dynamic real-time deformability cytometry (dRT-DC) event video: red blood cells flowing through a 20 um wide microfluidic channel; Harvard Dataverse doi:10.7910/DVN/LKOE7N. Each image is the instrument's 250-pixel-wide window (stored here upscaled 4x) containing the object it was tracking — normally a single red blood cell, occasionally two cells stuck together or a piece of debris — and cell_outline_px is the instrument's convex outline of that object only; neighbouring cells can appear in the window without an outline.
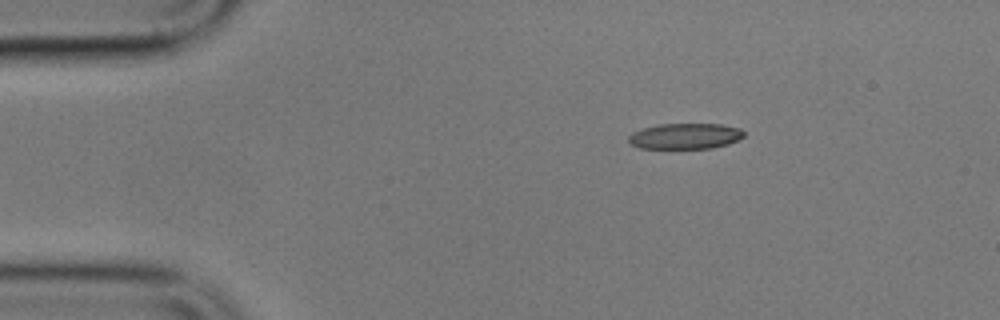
{"species": "common noctule bat (a hibernating species)", "species_latin": "Nyctalus noctula", "temperature_condition": "cold", "stored_images_in_passage": 3, "camera_frame_rate_fps": 3000, "um_per_image_px": 0.085, "animal": {"sex": "male", "body_mass_g": 17.9}, "frame": {"image": 1, "passage_image": 1, "time_ms": 0.0, "image_size_px": [1000, 320], "cell_outline_px": [[744, 136], [728, 144], [712, 148], [640, 148], [632, 144], [628, 140], [628, 136], [632, 132], [644, 128], [660, 124], [720, 124], [740, 128], [744, 132]], "centroid_in_image_um": [58.24, 11.57], "position_along_channel_um": 26.8, "area_um2": 17.17}}